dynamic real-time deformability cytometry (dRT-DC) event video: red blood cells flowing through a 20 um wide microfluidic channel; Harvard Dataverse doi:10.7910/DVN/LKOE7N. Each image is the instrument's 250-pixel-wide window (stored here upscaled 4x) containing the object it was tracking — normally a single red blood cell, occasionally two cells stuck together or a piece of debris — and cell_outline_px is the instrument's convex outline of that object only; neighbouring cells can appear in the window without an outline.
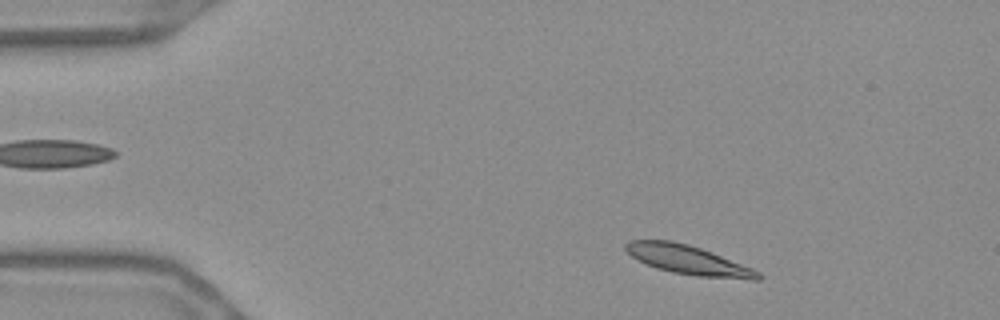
{"species": "Egyptian fruit bat (a non-hibernating species)", "species_latin": "Rousettus aegyptiacus", "temperature_condition": "warm", "stored_images_in_passage": 51, "camera_frame_rate_fps": 3000, "um_per_image_px": 0.085, "frame": {"image": 1, "passage_image": 4, "time_ms": 1.0, "image_size_px": [1000, 320], "cell_outline_px": [[764, 276], [760, 280], [752, 280], [696, 276], [672, 272], [656, 268], [644, 264], [632, 256], [624, 248], [624, 244], [628, 240], [672, 240], [688, 244], [700, 248], [752, 268], [760, 272]], "centroid_in_image_um": [58.49, 22.1], "position_along_channel_um": 26.5, "area_um2": 22.54}}
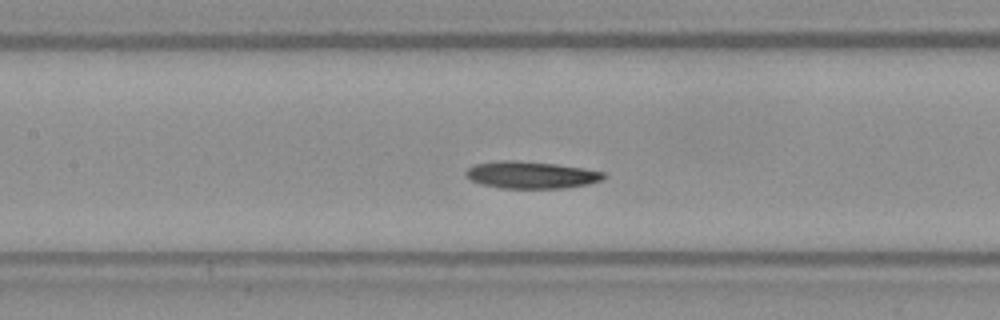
{"frame": {"image": 2, "passage_image": 21, "time_ms": 6.667, "image_size_px": [1000, 320], "cell_outline_px": [[608, 176], [604, 180], [588, 184], [564, 188], [500, 188], [480, 184], [464, 176], [464, 172], [468, 168], [476, 164], [500, 160], [512, 160], [556, 164], [584, 168], [604, 172]], "centroid_in_image_um": [45.16, 14.87], "position_along_channel_um": 162.2, "area_um2": 21.91}}
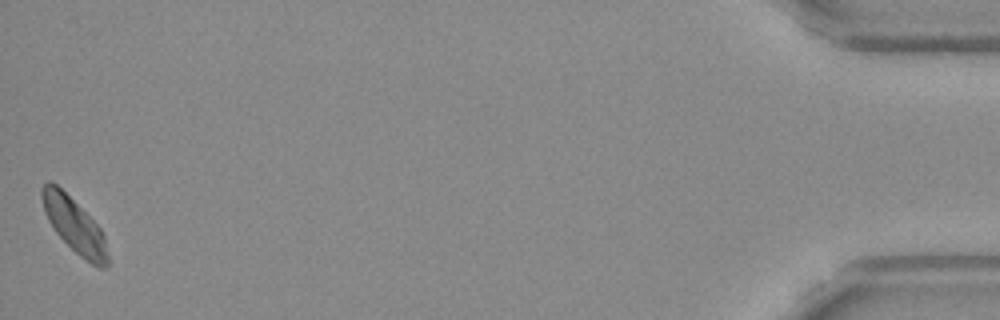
{"frame": {"image": 3, "passage_image": 51, "time_ms": 16.667, "image_size_px": [1000, 320], "cell_outline_px": [[108, 264], [104, 268], [100, 268], [84, 260], [56, 232], [48, 220], [44, 212], [40, 196], [40, 188], [48, 180], [56, 184], [100, 228], [104, 236], [108, 256]], "centroid_in_image_um": [6.29, 19.15], "position_along_channel_um": 428.9, "area_um2": 20.46}}